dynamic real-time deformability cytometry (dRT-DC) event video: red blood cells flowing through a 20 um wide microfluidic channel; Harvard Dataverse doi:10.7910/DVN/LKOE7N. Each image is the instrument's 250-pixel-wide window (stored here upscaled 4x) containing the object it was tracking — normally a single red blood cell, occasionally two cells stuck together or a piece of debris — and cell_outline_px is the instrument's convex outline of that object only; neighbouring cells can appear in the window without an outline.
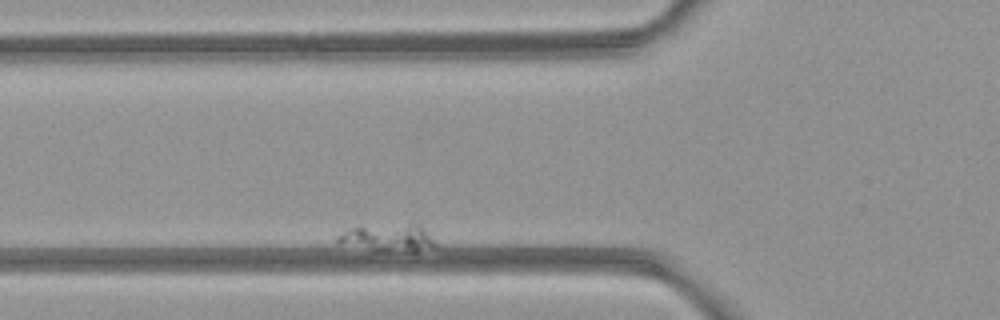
{"species": "common noctule bat (a hibernating species)", "species_latin": "Nyctalus noctula", "temperature_condition": "room temperature", "stored_images_in_passage": 5, "camera_frame_rate_fps": 3000, "um_per_image_px": 0.085, "animal": {"sex": "female", "body_mass_g": 21.9}, "frame": {"image": 1, "passage_image": 2, "time_ms": 1.0, "image_size_px": [1000, 320], "cell_outline_px": [[436, 244], [416, 252], [372, 252], [336, 244], [336, 236], [348, 228], [408, 224], [420, 224], [428, 232]], "centroid_in_image_um": [32.89, 20.27], "position_along_channel_um": 92.9, "area_um2": 16.01}}